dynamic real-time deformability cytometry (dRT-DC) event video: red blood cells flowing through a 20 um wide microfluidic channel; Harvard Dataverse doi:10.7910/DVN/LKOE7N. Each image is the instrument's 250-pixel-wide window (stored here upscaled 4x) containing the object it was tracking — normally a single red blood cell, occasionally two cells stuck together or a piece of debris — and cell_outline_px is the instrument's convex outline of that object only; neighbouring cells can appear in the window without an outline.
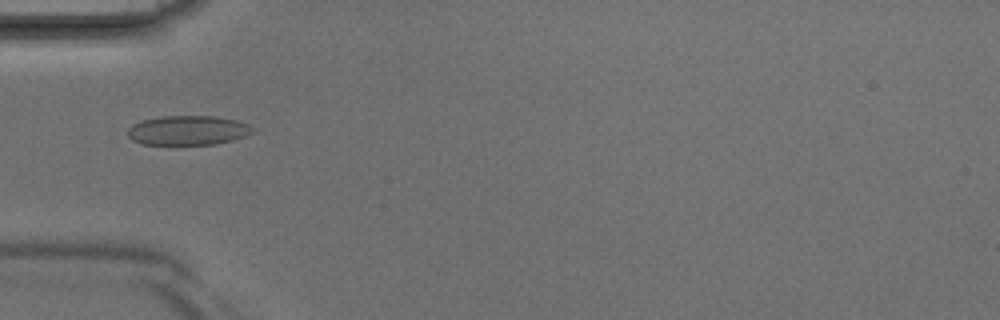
{"species": "Egyptian fruit bat (a non-hibernating species)", "species_latin": "Rousettus aegyptiacus", "temperature_condition": "room temperature", "stored_images_in_passage": 4, "camera_frame_rate_fps": 3000, "um_per_image_px": 0.085, "animal": {"sex": "male"}, "frame": {"image": 1, "passage_image": 3, "time_ms": 0.667, "image_size_px": [1000, 320], "cell_outline_px": [[256, 132], [232, 140], [216, 144], [140, 144], [132, 140], [128, 136], [128, 128], [132, 124], [140, 120], [164, 116], [216, 116], [236, 120], [248, 124], [256, 128]], "centroid_in_image_um": [15.99, 11.07], "position_along_channel_um": 69.0, "area_um2": 21.62}}